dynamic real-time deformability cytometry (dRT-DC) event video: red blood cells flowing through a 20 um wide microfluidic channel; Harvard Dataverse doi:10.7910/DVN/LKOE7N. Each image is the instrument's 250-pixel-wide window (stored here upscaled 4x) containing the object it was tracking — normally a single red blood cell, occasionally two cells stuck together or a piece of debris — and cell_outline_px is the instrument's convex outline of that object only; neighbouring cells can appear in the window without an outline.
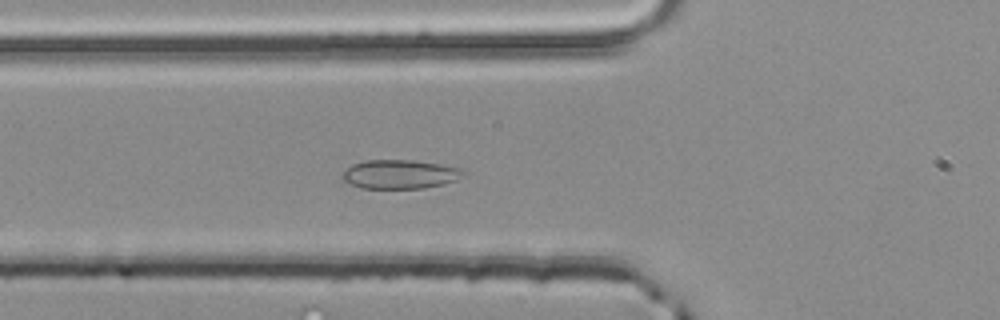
{"species": "common noctule bat (a hibernating species)", "species_latin": "Nyctalus noctula", "temperature_condition": "room temperature", "stored_images_in_passage": 38, "camera_frame_rate_fps": 3000, "um_per_image_px": 0.085, "animal": {"sex": "male", "body_mass_g": 20.4}, "frame": {"image": 1, "passage_image": 5, "time_ms": 1.333, "image_size_px": [1000, 320], "cell_outline_px": [[464, 172], [456, 180], [444, 184], [424, 188], [360, 188], [344, 180], [340, 176], [352, 164], [364, 160], [416, 160], [464, 168]], "centroid_in_image_um": [34.0, 14.8], "position_along_channel_um": 91.8, "area_um2": 20.4}}
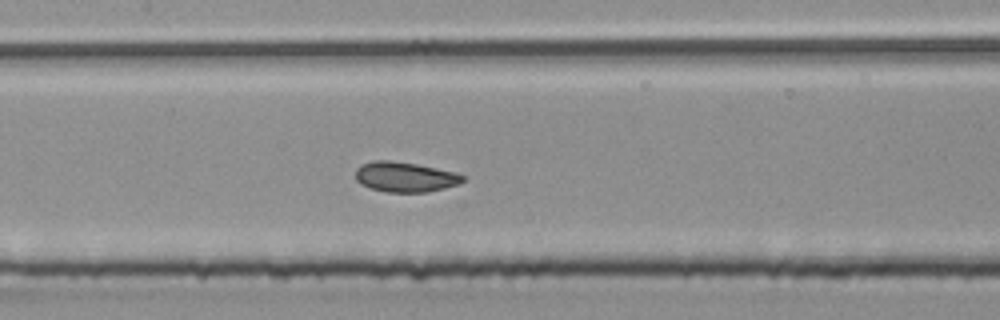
{"frame": {"image": 2, "passage_image": 11, "time_ms": 3.333, "image_size_px": [1000, 320], "cell_outline_px": [[464, 180], [460, 184], [444, 188], [424, 192], [384, 192], [360, 184], [356, 180], [356, 168], [360, 164], [372, 160], [392, 160], [416, 164], [456, 172], [464, 176]], "centroid_in_image_um": [34.4, 15.03], "position_along_channel_um": 173.0, "area_um2": 18.9}}
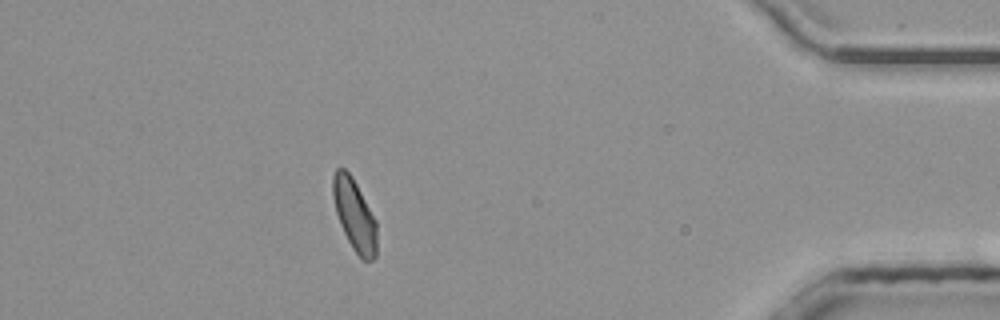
{"frame": {"image": 3, "passage_image": 32, "time_ms": 10.333, "image_size_px": [1000, 320], "cell_outline_px": [[376, 256], [372, 260], [364, 260], [352, 248], [340, 224], [336, 212], [332, 196], [332, 176], [336, 168], [344, 168], [352, 176], [376, 220]], "centroid_in_image_um": [30.11, 18.24], "position_along_channel_um": 405.1, "area_um2": 18.21}, "authors_computed_cell_mechanics": {"area_um2": 18.3515, "velocity_mm_per_s": 4.0338, "shape_relaxation_time_tau1_ms": 3.2357, "shape_relaxation_time_tau2_ms": 1.7062, "deformation_change_tau1": 0.0805, "deformation_change_tau2": 0.062}}